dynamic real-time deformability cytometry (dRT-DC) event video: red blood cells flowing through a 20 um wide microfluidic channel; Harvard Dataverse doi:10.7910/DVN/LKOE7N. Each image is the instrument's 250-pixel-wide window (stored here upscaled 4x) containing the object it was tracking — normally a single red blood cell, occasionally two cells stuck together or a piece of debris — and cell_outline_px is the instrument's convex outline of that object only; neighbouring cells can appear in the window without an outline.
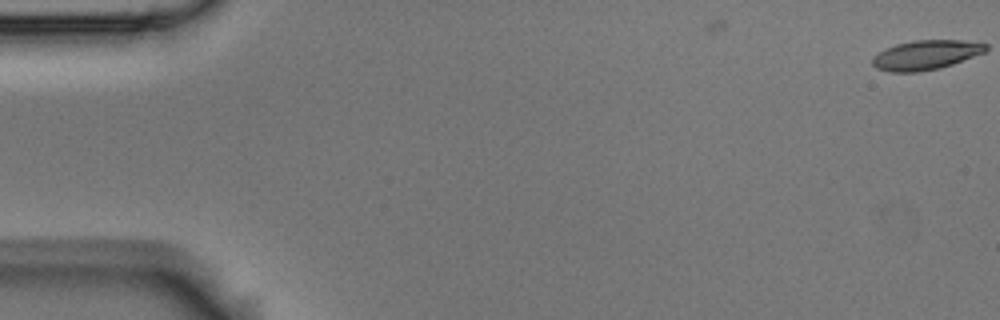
{"species": "Egyptian fruit bat (a non-hibernating species)", "species_latin": "Rousettus aegyptiacus", "temperature_condition": "room temperature", "stored_images_in_passage": 42, "camera_frame_rate_fps": 3000, "um_per_image_px": 0.085, "animal": {"sex": "male"}, "frame": {"image": 1, "passage_image": 1, "time_ms": 0.0, "image_size_px": [1000, 320], "cell_outline_px": [[984, 48], [968, 56], [948, 64], [932, 68], [884, 68], [892, 48], [904, 44], [944, 40], [984, 44]], "centroid_in_image_um": [79.07, 4.59], "position_along_channel_um": 5.9, "area_um2": 14.28}}
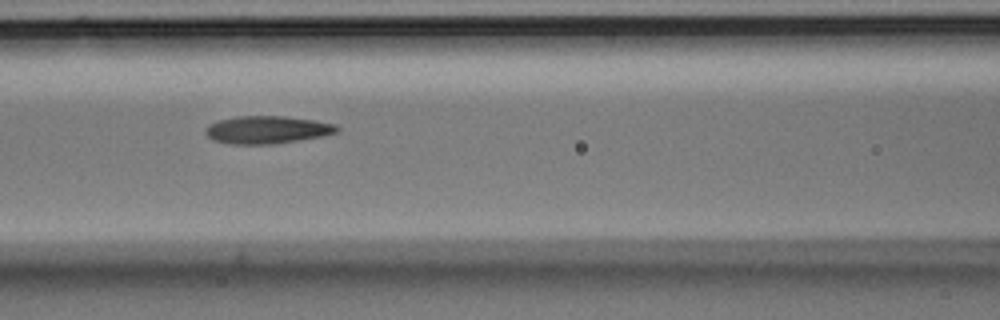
{"frame": {"image": 2, "passage_image": 24, "time_ms": 7.667, "image_size_px": [1000, 320], "cell_outline_px": [[332, 128], [328, 132], [308, 136], [280, 140], [228, 140], [212, 136], [212, 128], [220, 124], [240, 120], [296, 120], [320, 124]], "centroid_in_image_um": [22.72, 11.04], "position_along_channel_um": 143.9, "area_um2": 14.05}}
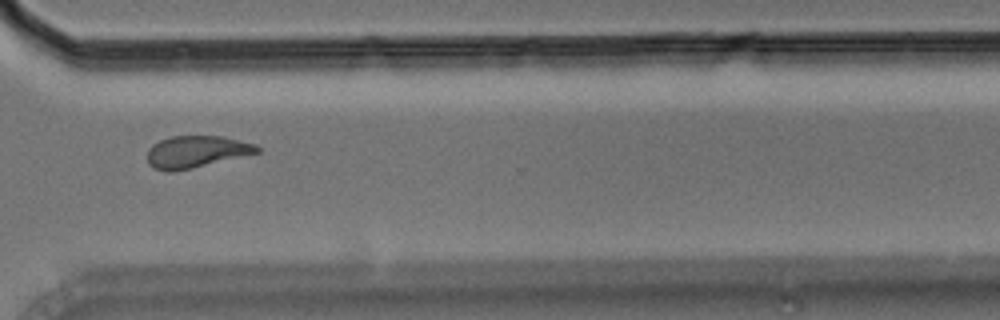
{"frame": {"image": 3, "passage_image": 41, "time_ms": 13.333, "image_size_px": [1000, 320], "cell_outline_px": [[256, 152], [184, 168], [160, 168], [152, 164], [148, 156], [152, 148], [168, 140], [184, 136], [204, 136], [244, 144], [256, 148]], "centroid_in_image_um": [16.61, 12.89], "position_along_channel_um": 354.0, "area_um2": 16.82}}